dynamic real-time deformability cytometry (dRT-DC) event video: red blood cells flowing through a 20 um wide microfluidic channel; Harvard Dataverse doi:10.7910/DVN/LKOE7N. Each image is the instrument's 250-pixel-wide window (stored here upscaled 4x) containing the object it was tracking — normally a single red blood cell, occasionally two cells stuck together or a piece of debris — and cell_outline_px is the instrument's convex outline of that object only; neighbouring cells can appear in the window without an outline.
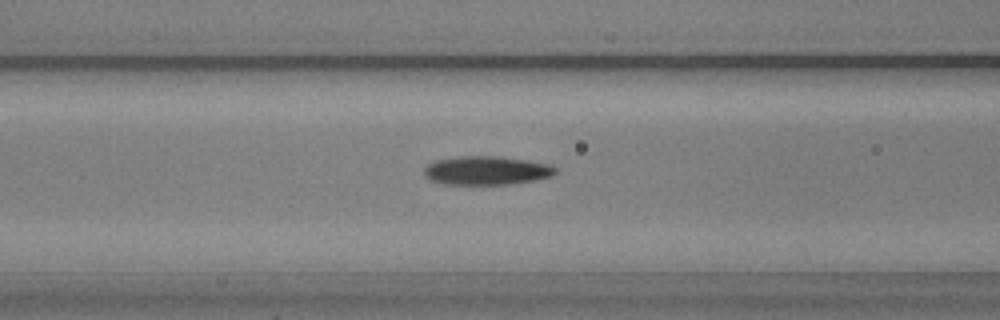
{"species": "common noctule bat (a hibernating species)", "species_latin": "Nyctalus noctula", "temperature_condition": "warm", "stored_images_in_passage": 42, "camera_frame_rate_fps": 3000, "um_per_image_px": 0.085, "animal": {"sex": "male", "body_mass_g": 20.5, "forearm_length_mm": 52.5}, "frame": {"image": 1, "passage_image": 15, "time_ms": 4.667, "image_size_px": [1000, 320], "cell_outline_px": [[556, 172], [552, 176], [536, 180], [508, 184], [444, 184], [428, 180], [424, 176], [424, 168], [428, 164], [436, 160], [460, 156], [496, 156], [524, 160], [548, 164], [556, 168]], "centroid_in_image_um": [41.31, 14.5], "position_along_channel_um": 125.3, "area_um2": 21.91}}
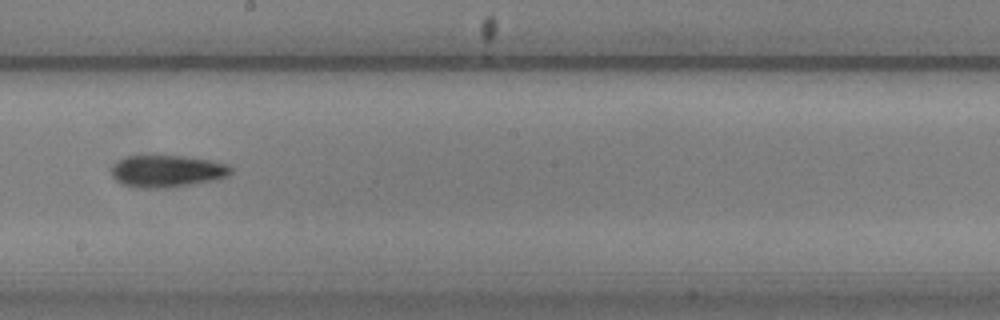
{"frame": {"image": 2, "passage_image": 24, "time_ms": 7.667, "image_size_px": [1000, 320], "cell_outline_px": [[232, 172], [228, 176], [212, 180], [192, 184], [168, 188], [136, 188], [120, 184], [112, 176], [112, 168], [120, 160], [128, 156], [156, 152], [184, 156], [208, 160], [228, 164], [232, 168]], "centroid_in_image_um": [14.17, 14.51], "position_along_channel_um": 234.0, "area_um2": 23.0}}
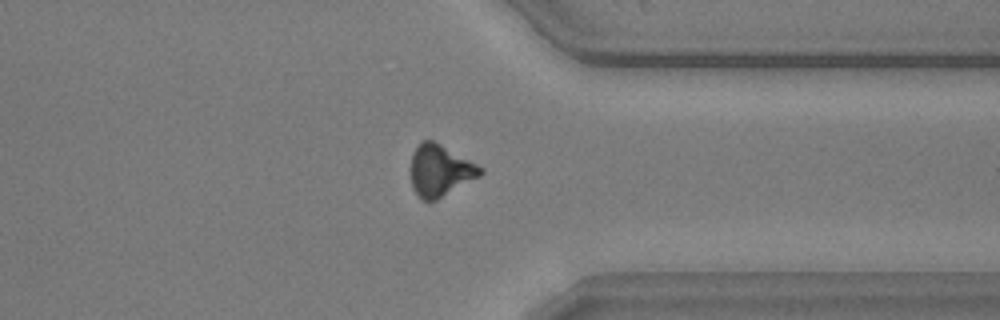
{"frame": {"image": 3, "passage_image": 36, "time_ms": 11.667, "image_size_px": [1000, 320], "cell_outline_px": [[484, 172], [480, 176], [436, 200], [424, 200], [412, 188], [412, 152], [420, 140], [432, 140], [440, 144], [484, 168]], "centroid_in_image_um": [37.41, 14.48], "position_along_channel_um": 374.0, "area_um2": 20.58}}